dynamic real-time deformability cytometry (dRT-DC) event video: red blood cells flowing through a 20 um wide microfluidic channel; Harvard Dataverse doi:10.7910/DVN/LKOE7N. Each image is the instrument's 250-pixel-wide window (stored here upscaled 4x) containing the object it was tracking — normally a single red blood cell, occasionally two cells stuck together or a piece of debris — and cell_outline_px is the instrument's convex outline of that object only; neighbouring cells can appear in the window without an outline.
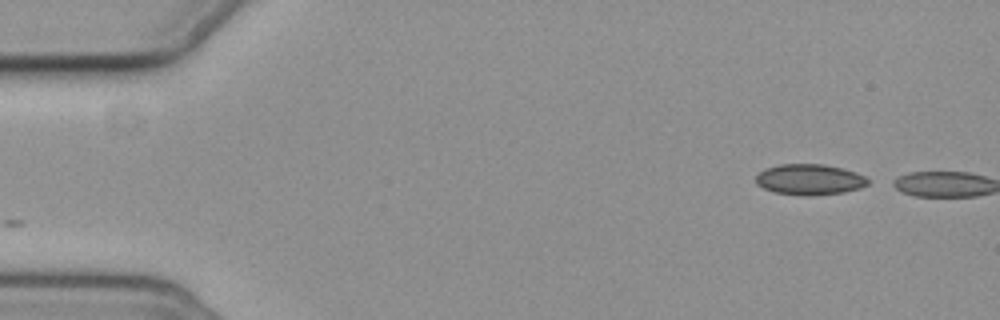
{"species": "common noctule bat (a hibernating species)", "species_latin": "Nyctalus noctula", "temperature_condition": "cold", "stored_images_in_passage": 2, "camera_frame_rate_fps": 3000, "um_per_image_px": 0.085, "animal": {"sex": "female", "body_mass_g": 19.3, "forearm_length_mm": 54.1}, "frame": {"image": 1, "passage_image": 2, "time_ms": 1.0, "image_size_px": [1000, 320], "cell_outline_px": [[868, 184], [860, 188], [844, 192], [808, 196], [804, 196], [776, 192], [764, 188], [756, 184], [756, 176], [764, 168], [780, 164], [824, 164], [856, 172], [864, 176], [868, 180]], "centroid_in_image_um": [68.8, 15.25], "position_along_channel_um": 16.2, "area_um2": 20.0}}